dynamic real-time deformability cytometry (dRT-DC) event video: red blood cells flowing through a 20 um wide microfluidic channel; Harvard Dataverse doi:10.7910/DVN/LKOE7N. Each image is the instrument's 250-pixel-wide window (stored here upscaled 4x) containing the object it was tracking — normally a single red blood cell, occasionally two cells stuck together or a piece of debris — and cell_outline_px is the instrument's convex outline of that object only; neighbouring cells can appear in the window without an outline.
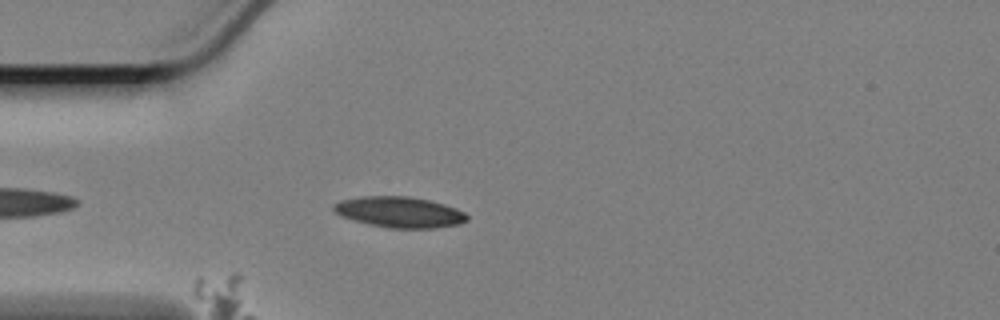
{"species": "Egyptian fruit bat (a non-hibernating species)", "species_latin": "Rousettus aegyptiacus", "temperature_condition": "cold", "stored_images_in_passage": 26, "camera_frame_rate_fps": 3000, "um_per_image_px": 0.085, "animal": {"sex": "female"}, "frame": {"image": 1, "passage_image": 5, "time_ms": 1.333, "image_size_px": [1000, 320], "cell_outline_px": [[468, 220], [460, 224], [436, 228], [388, 228], [340, 216], [332, 208], [336, 204], [344, 200], [364, 196], [408, 196], [428, 200], [444, 204], [456, 208], [464, 212], [468, 216]], "centroid_in_image_um": [34.02, 18.03], "position_along_channel_um": 51.0, "area_um2": 23.64}}
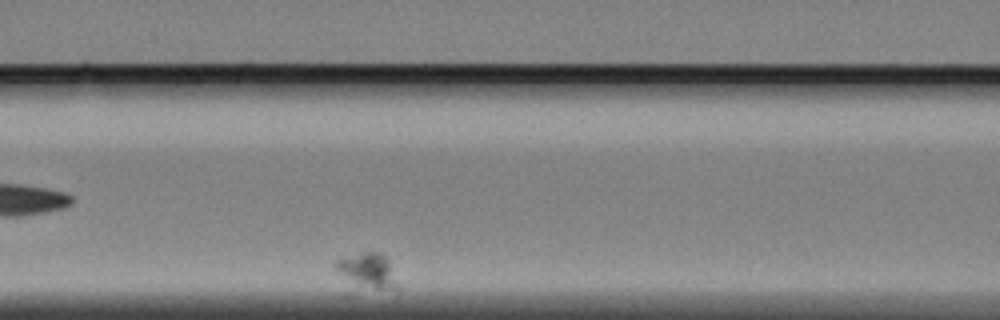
{"frame": {"image": 2, "passage_image": 16, "time_ms": 5.0, "image_size_px": [1000, 320], "cell_outline_px": [[400, 288], [376, 288], [356, 284], [340, 272], [336, 268], [336, 260], [360, 252], [380, 252], [388, 256]], "centroid_in_image_um": [31.34, 22.94], "position_along_channel_um": 135.3, "area_um2": 12.14}}
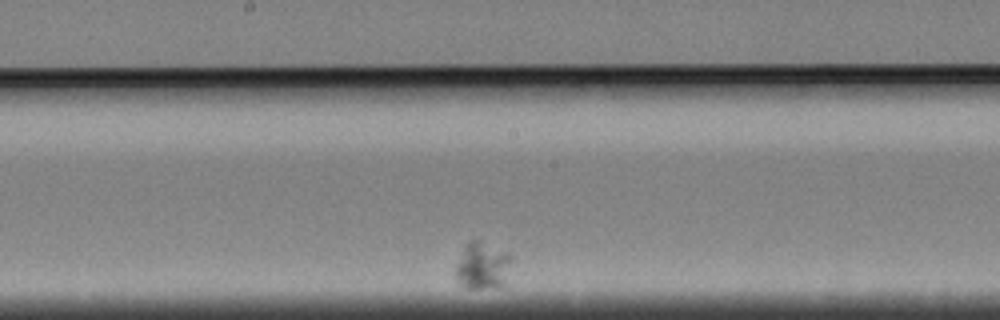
{"frame": {"image": 3, "passage_image": 26, "time_ms": 8.333, "image_size_px": [1000, 320], "cell_outline_px": [[512, 260], [504, 284], [500, 288], [464, 288], [456, 280], [456, 264], [468, 240], [480, 240], [508, 252], [512, 256]], "centroid_in_image_um": [41.02, 22.59], "position_along_channel_um": 207.2, "area_um2": 15.55}}